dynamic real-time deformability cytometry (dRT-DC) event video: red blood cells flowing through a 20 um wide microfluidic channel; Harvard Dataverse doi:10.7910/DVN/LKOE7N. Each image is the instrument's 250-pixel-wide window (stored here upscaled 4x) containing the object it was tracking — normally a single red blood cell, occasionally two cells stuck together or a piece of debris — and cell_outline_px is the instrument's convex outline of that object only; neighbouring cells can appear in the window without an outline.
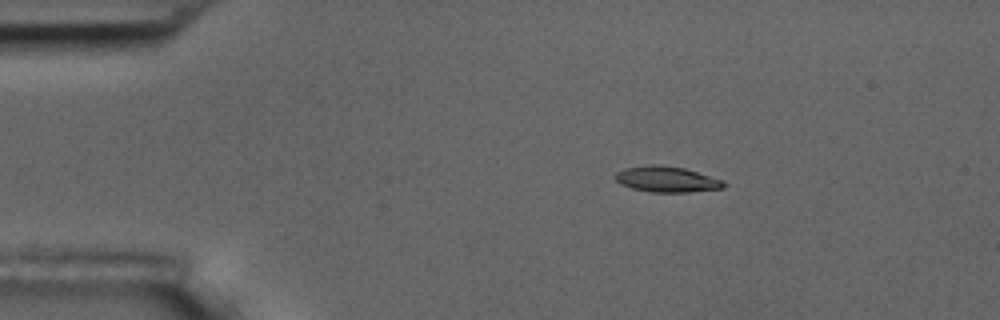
{"species": "common noctule bat (a hibernating species)", "species_latin": "Nyctalus noctula", "temperature_condition": "room temperature", "stored_images_in_passage": 4, "camera_frame_rate_fps": 3000, "um_per_image_px": 0.085, "animal": {"sex": "male", "body_mass_g": 17.5, "forearm_length_mm": 52.3}, "frame": {"image": 1, "passage_image": 3, "time_ms": 2.333, "image_size_px": [1000, 320], "cell_outline_px": [[728, 184], [724, 188], [688, 192], [652, 192], [632, 188], [620, 184], [616, 180], [616, 172], [624, 168], [652, 164], [660, 164], [684, 168], [724, 180]], "centroid_in_image_um": [56.7, 15.23], "position_along_channel_um": 28.3, "area_um2": 16.36}}